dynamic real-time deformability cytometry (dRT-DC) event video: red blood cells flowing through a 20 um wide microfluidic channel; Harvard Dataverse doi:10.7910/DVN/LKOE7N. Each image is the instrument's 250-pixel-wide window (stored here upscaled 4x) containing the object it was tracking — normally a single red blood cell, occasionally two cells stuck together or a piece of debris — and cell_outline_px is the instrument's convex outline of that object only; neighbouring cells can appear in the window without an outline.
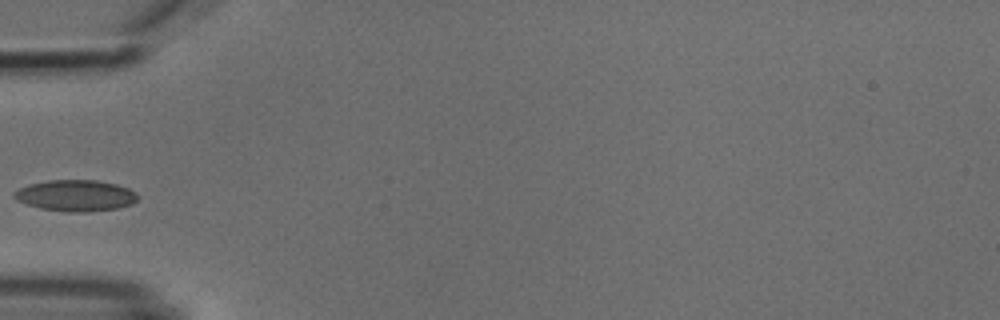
{"species": "common noctule bat (a hibernating species)", "species_latin": "Nyctalus noctula", "temperature_condition": "cold", "stored_images_in_passage": 2, "camera_frame_rate_fps": 3000, "um_per_image_px": 0.085, "animal": {"sex": "male", "body_mass_g": 18.8}, "frame": {"image": 1, "passage_image": 2, "time_ms": 1.0, "image_size_px": [1000, 320], "cell_outline_px": [[136, 200], [132, 204], [116, 208], [88, 212], [68, 212], [40, 208], [16, 200], [12, 196], [12, 192], [28, 184], [48, 180], [96, 180], [116, 184], [128, 188], [136, 192]], "centroid_in_image_um": [6.4, 16.62], "position_along_channel_um": 78.6, "area_um2": 22.48}}